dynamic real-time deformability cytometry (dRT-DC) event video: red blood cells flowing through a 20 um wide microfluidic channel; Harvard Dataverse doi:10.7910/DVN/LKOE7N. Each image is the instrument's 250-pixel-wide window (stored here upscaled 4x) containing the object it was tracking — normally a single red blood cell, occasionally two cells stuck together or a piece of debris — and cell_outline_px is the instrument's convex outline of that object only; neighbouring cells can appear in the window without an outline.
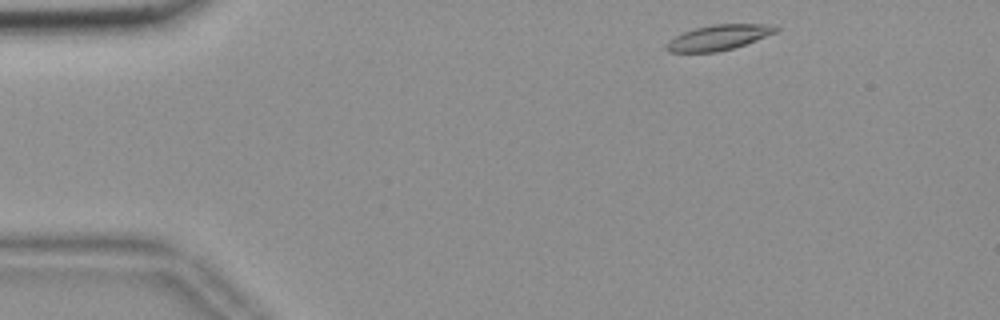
{"species": "common noctule bat (a hibernating species)", "species_latin": "Nyctalus noctula", "temperature_condition": "room temperature", "stored_images_in_passage": 48, "camera_frame_rate_fps": 3000, "um_per_image_px": 0.085, "animal": {"sex": "female", "body_mass_g": 18.4}, "frame": {"image": 1, "passage_image": 1, "time_ms": 0.0, "image_size_px": [1000, 320], "cell_outline_px": [[780, 28], [776, 32], [756, 40], [732, 48], [716, 52], [668, 52], [664, 48], [664, 44], [668, 40], [684, 32], [696, 28], [712, 24], [776, 24]], "centroid_in_image_um": [61.07, 3.18], "position_along_channel_um": 23.9, "area_um2": 16.13}}
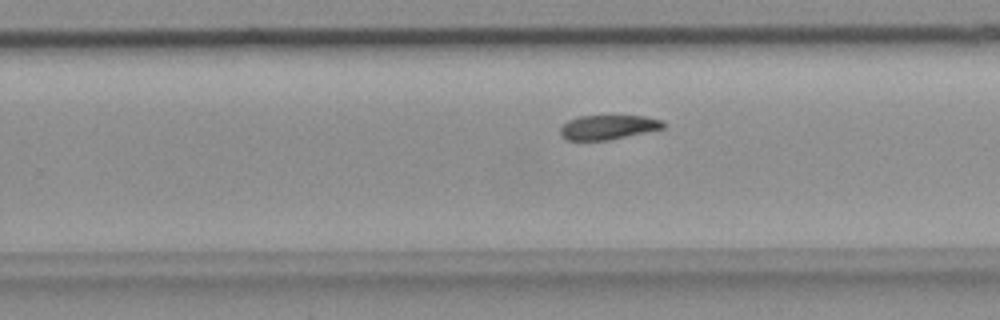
{"frame": {"image": 2, "passage_image": 28, "time_ms": 9.0, "image_size_px": [1000, 320], "cell_outline_px": [[668, 124], [664, 128], [608, 140], [568, 140], [560, 136], [560, 128], [568, 120], [580, 116], [644, 116], [660, 120]], "centroid_in_image_um": [51.68, 10.81], "position_along_channel_um": 278.1, "area_um2": 14.57}}
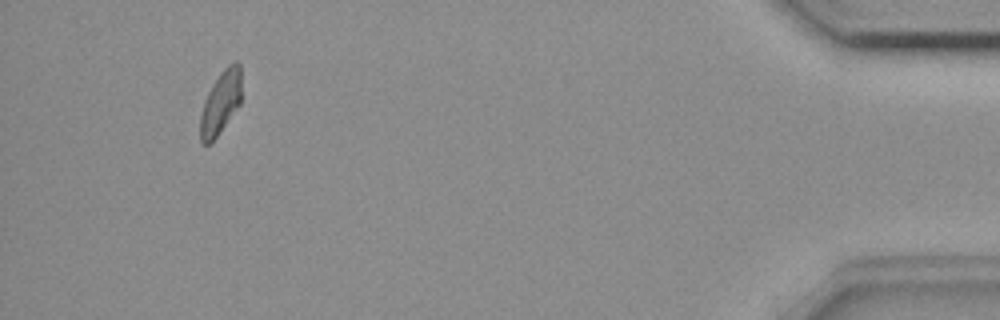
{"frame": {"image": 3, "passage_image": 45, "time_ms": 14.667, "image_size_px": [1000, 320], "cell_outline_px": [[240, 104], [216, 136], [208, 144], [204, 144], [200, 140], [200, 116], [204, 100], [212, 84], [220, 72], [232, 60], [236, 60], [240, 64]], "centroid_in_image_um": [18.74, 8.67], "position_along_channel_um": 416.5, "area_um2": 14.97}, "authors_computed_cell_mechanics": {"area_um2": 15.9239, "velocity_mm_per_s": 3.6544, "shape_relaxation_time_tau1_ms": 6.3406, "shape_relaxation_time_tau2_ms": null, "deformation_change_tau1": 0.1866, "deformation_change_tau2": null}}